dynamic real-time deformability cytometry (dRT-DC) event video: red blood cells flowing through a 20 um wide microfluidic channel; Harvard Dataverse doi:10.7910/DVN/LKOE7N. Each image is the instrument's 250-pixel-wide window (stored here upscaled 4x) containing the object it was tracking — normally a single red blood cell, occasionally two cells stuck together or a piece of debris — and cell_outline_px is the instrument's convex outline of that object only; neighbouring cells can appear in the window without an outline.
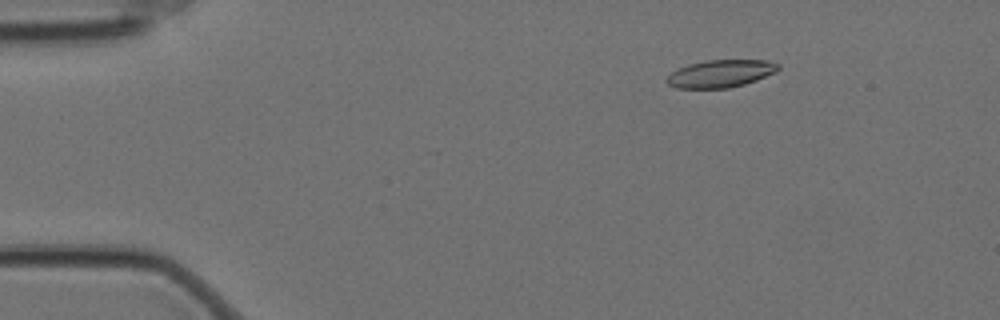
{"species": "Egyptian fruit bat (a non-hibernating species)", "species_latin": "Rousettus aegyptiacus", "temperature_condition": "cold", "stored_images_in_passage": 51, "camera_frame_rate_fps": 3000, "um_per_image_px": 0.085, "animal": {"sex": "female"}, "frame": {"image": 1, "passage_image": 1, "time_ms": 0.0, "image_size_px": [1000, 320], "cell_outline_px": [[780, 68], [776, 72], [756, 80], [744, 84], [728, 88], [676, 88], [668, 84], [664, 80], [672, 72], [688, 64], [704, 60], [768, 60], [780, 64]], "centroid_in_image_um": [61.26, 6.25], "position_along_channel_um": 23.7, "area_um2": 17.92}}
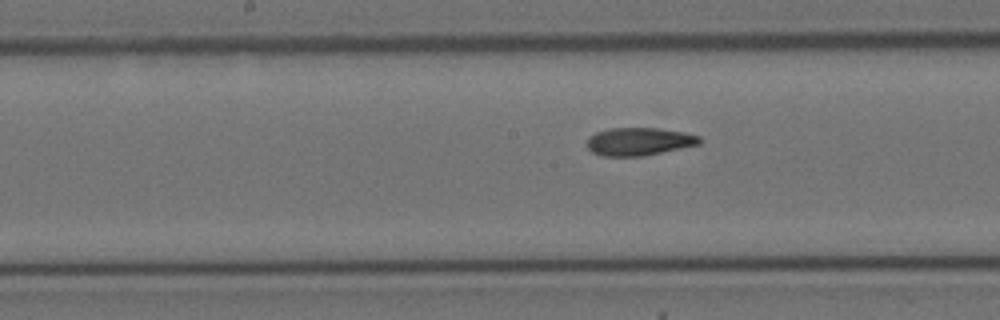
{"frame": {"image": 2, "passage_image": 22, "time_ms": 7.0, "image_size_px": [1000, 320], "cell_outline_px": [[700, 144], [644, 156], [600, 156], [592, 152], [588, 148], [588, 136], [596, 132], [608, 128], [656, 128], [684, 132], [700, 136]], "centroid_in_image_um": [54.29, 12.03], "position_along_channel_um": 193.9, "area_um2": 18.32}}
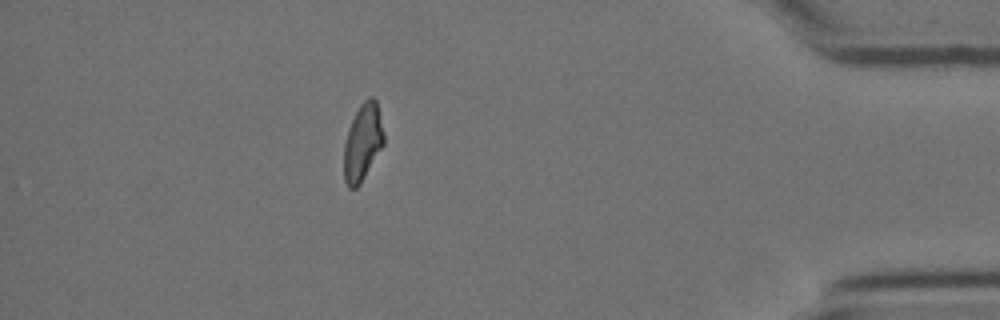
{"frame": {"image": 3, "passage_image": 44, "time_ms": 14.333, "image_size_px": [1000, 320], "cell_outline_px": [[384, 144], [360, 184], [356, 188], [348, 188], [344, 180], [344, 144], [348, 128], [360, 104], [368, 96], [372, 96], [376, 100], [384, 132]], "centroid_in_image_um": [30.82, 12.09], "position_along_channel_um": 404.4, "area_um2": 17.92}, "authors_computed_cell_mechanics": {"area_um2": 18.3804, "velocity_mm_per_s": 3.4905, "shape_relaxation_time_tau1_ms": null, "shape_relaxation_time_tau2_ms": 2.8594, "deformation_change_tau1": null, "deformation_change_tau2": 0.0936}}